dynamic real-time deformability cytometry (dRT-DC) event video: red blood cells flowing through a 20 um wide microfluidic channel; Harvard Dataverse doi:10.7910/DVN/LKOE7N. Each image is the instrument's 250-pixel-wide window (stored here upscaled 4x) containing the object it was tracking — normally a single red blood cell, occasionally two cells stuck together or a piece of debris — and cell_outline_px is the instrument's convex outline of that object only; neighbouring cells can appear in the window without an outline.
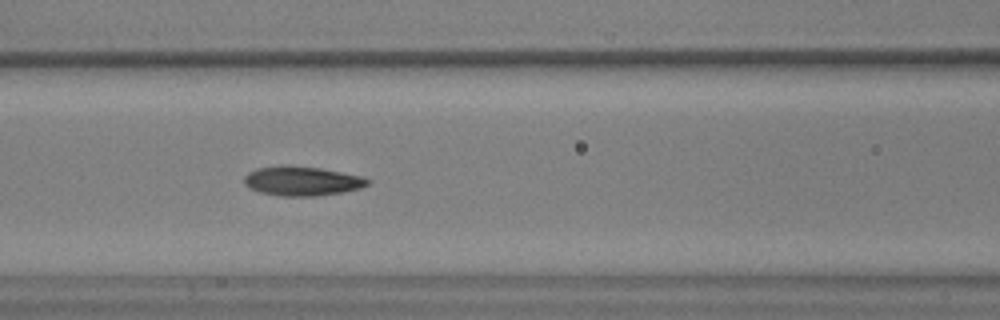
{"species": "common noctule bat (a hibernating species)", "species_latin": "Nyctalus noctula", "temperature_condition": "warm", "stored_images_in_passage": 42, "segment_of_instrument_passage": [1, 2], "camera_frame_rate_fps": 3000, "um_per_image_px": 0.085, "animal": {"sex": "male", "body_mass_g": 17.9, "forearm_length_mm": 54.2}, "frame": {"image": 1, "passage_image": 14, "time_ms": 4.333, "image_size_px": [1000, 320], "cell_outline_px": [[372, 180], [368, 184], [360, 188], [340, 192], [316, 196], [280, 196], [260, 192], [244, 184], [244, 176], [248, 172], [256, 168], [320, 168], [360, 176]], "centroid_in_image_um": [25.69, 15.43], "position_along_channel_um": 140.9, "area_um2": 20.17}}
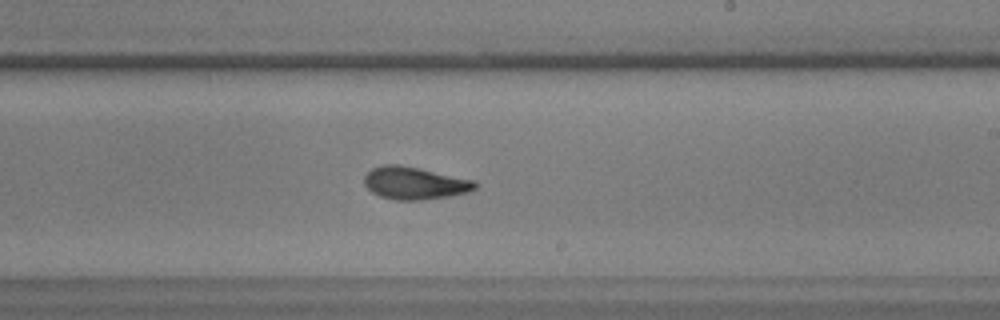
{"frame": {"image": 2, "passage_image": 22, "time_ms": 7.0, "image_size_px": [1000, 320], "cell_outline_px": [[476, 188], [468, 192], [448, 196], [420, 200], [396, 200], [380, 196], [372, 192], [364, 184], [364, 176], [372, 168], [384, 164], [396, 164], [476, 180]], "centroid_in_image_um": [35.23, 15.57], "position_along_channel_um": 253.8, "area_um2": 20.75}}
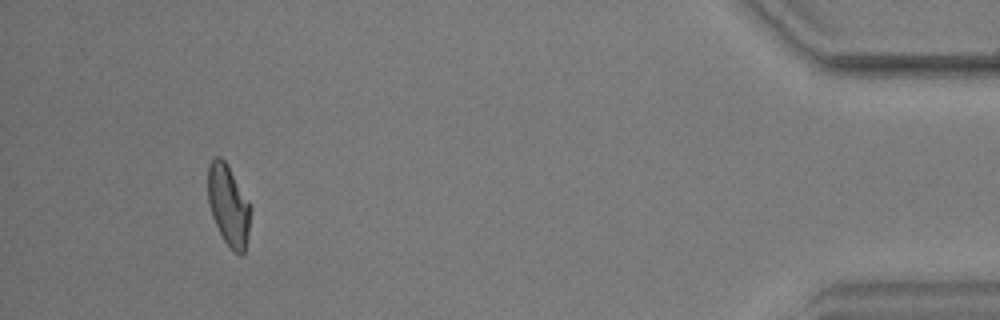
{"frame": {"image": 3, "passage_image": 38, "time_ms": 12.333, "image_size_px": [1000, 320], "cell_outline_px": [[252, 208], [248, 232], [244, 252], [240, 256], [232, 252], [224, 240], [212, 216], [208, 204], [208, 164], [216, 156], [220, 156], [228, 164], [248, 200]], "centroid_in_image_um": [19.42, 17.44], "position_along_channel_um": 415.8, "area_um2": 20.23}}